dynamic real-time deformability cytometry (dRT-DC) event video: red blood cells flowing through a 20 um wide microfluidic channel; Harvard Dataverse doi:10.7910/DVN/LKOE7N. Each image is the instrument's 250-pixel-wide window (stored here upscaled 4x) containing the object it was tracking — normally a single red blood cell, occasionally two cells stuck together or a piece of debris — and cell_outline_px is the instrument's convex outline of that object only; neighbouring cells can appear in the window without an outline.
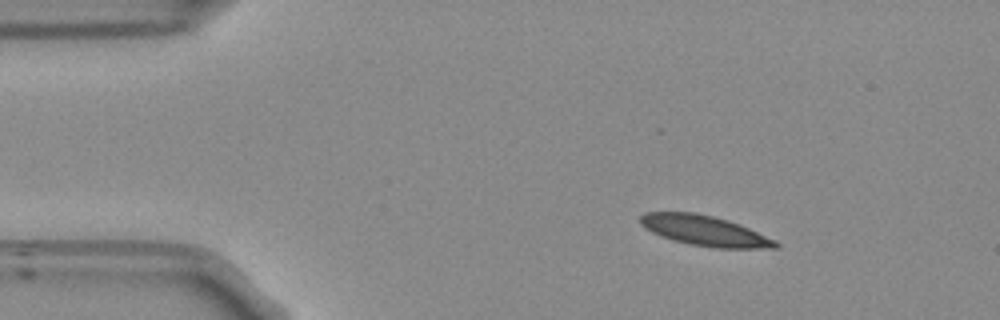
{"species": "Egyptian fruit bat (a non-hibernating species)", "species_latin": "Rousettus aegyptiacus", "temperature_condition": "room temperature", "stored_images_in_passage": 46, "camera_frame_rate_fps": 3000, "um_per_image_px": 0.085, "frame": {"image": 1, "passage_image": 1, "time_ms": 0.0, "image_size_px": [1000, 320], "cell_outline_px": [[780, 244], [776, 248], [716, 248], [692, 244], [676, 240], [652, 232], [644, 228], [640, 224], [640, 216], [644, 212], [696, 212], [728, 220], [748, 228], [776, 240]], "centroid_in_image_um": [59.9, 19.6], "position_along_channel_um": 25.1, "area_um2": 23.52}}
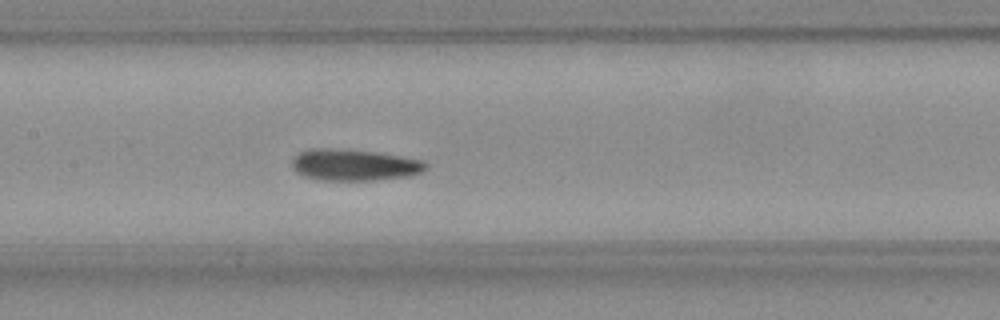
{"frame": {"image": 2, "passage_image": 18, "time_ms": 5.667, "image_size_px": [1000, 320], "cell_outline_px": [[428, 168], [420, 172], [408, 176], [372, 180], [324, 180], [304, 176], [296, 172], [292, 164], [292, 160], [300, 152], [308, 148], [344, 148], [400, 156], [424, 160], [428, 164]], "centroid_in_image_um": [30.11, 14.0], "position_along_channel_um": 177.3, "area_um2": 24.51}}
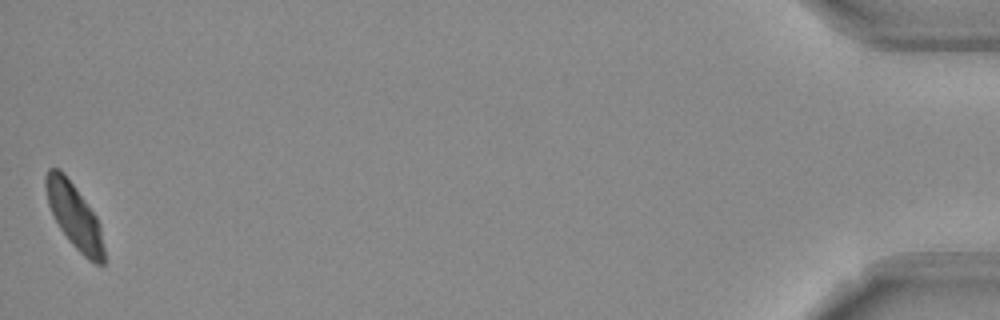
{"frame": {"image": 3, "passage_image": 46, "time_ms": 15.0, "image_size_px": [1000, 320], "cell_outline_px": [[104, 264], [96, 264], [88, 260], [68, 240], [60, 228], [48, 204], [44, 184], [44, 176], [48, 168], [60, 168], [64, 172], [96, 216], [100, 224], [104, 248]], "centroid_in_image_um": [6.31, 18.33], "position_along_channel_um": 428.9, "area_um2": 21.91}, "authors_computed_cell_mechanics": {"area_um2": 23.6691, "velocity_mm_per_s": 3.7633, "shape_relaxation_time_tau1_ms": 7.6823, "shape_relaxation_time_tau2_ms": 2.0727, "deformation_change_tau1": 0.1451, "deformation_change_tau2": 0.0606}}